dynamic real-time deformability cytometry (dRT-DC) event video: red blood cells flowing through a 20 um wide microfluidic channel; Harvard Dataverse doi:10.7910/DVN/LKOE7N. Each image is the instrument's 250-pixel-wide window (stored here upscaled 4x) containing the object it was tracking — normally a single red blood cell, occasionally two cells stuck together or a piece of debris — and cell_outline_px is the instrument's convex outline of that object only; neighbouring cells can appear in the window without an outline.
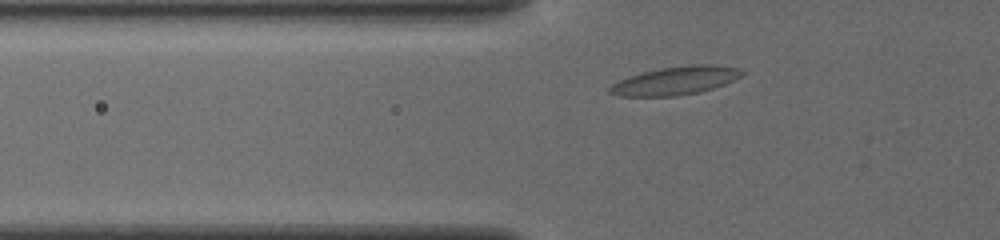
{"species": "common noctule bat (a hibernating species)", "species_latin": "Nyctalus noctula", "temperature_condition": "cold", "stored_images_in_passage": 41, "camera_frame_rate_fps": 3000, "um_per_image_px": 0.085, "animal": {"sex": "female", "body_mass_g": 19.5, "forearm_length_mm": 54.1}, "frame": {"image": 1, "passage_image": 6, "time_ms": 1.667, "image_size_px": [1000, 240], "cell_outline_px": [[744, 76], [724, 84], [700, 92], [676, 96], [620, 96], [608, 92], [608, 88], [612, 84], [628, 76], [644, 72], [664, 68], [692, 64], [712, 64], [740, 68], [744, 72]], "centroid_in_image_um": [57.45, 6.85], "position_along_channel_um": 68.3, "area_um2": 21.73}}
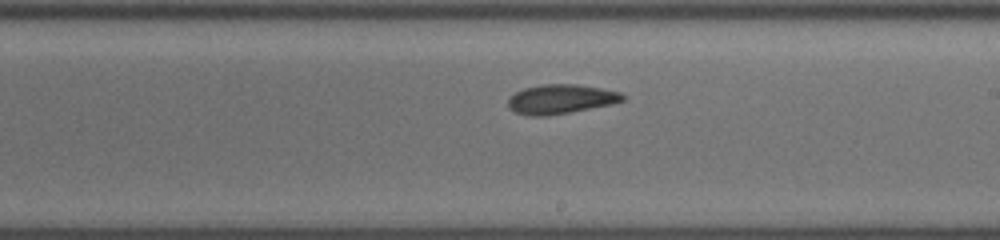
{"frame": {"image": 2, "passage_image": 20, "time_ms": 6.333, "image_size_px": [1000, 240], "cell_outline_px": [[624, 100], [612, 104], [568, 112], [544, 116], [528, 116], [516, 112], [508, 108], [508, 96], [524, 88], [540, 84], [576, 84], [600, 88], [620, 92], [624, 96]], "centroid_in_image_um": [47.62, 8.42], "position_along_channel_um": 241.4, "area_um2": 19.54}}
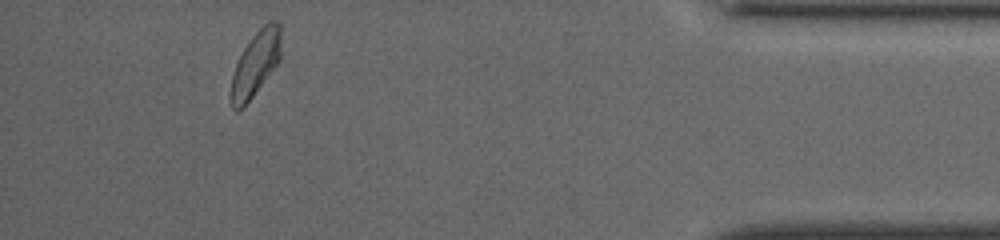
{"frame": {"image": 3, "passage_image": 37, "time_ms": 12.0, "image_size_px": [1000, 240], "cell_outline_px": [[280, 60], [244, 108], [236, 112], [232, 108], [232, 76], [236, 64], [244, 48], [252, 36], [268, 20], [276, 20], [280, 24]], "centroid_in_image_um": [21.74, 5.41], "position_along_channel_um": 413.5, "area_um2": 18.67}, "authors_computed_cell_mechanics": {"area_um2": 19.4208, "velocity_mm_per_s": 3.8182, "shape_relaxation_time_tau1_ms": 9.6976, "shape_relaxation_time_tau2_ms": 5.5731, "deformation_change_tau1": 0.1803, "deformation_change_tau2": 0.1055}}